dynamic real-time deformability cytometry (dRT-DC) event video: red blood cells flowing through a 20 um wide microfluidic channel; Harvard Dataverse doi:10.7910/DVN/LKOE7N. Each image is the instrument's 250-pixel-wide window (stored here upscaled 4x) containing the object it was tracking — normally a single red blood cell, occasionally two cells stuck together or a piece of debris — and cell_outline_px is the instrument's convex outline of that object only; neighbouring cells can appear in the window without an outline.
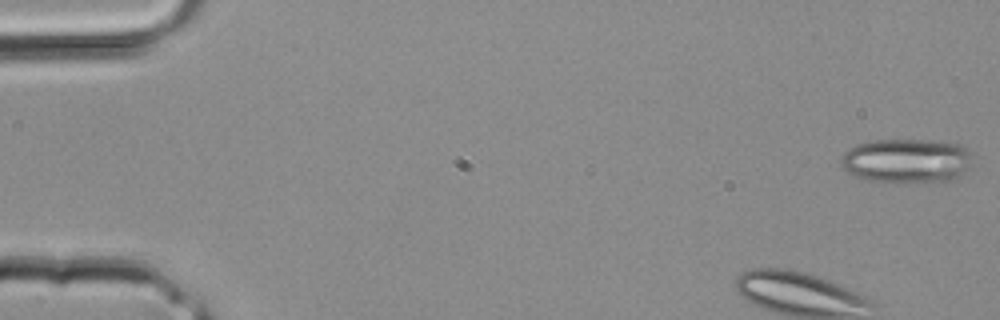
{"species": "common noctule bat (a hibernating species)", "species_latin": "Nyctalus noctula", "temperature_condition": "room temperature", "stored_images_in_passage": 4, "camera_frame_rate_fps": 3000, "um_per_image_px": 0.085, "animal": {"sex": "male", "body_mass_g": 20.4}, "frame": {"image": 1, "passage_image": 1, "time_ms": 0.0, "image_size_px": [1000, 320], "cell_outline_px": [[968, 168], [964, 176], [952, 180], [868, 180], [856, 176], [840, 168], [840, 160], [844, 152], [848, 148], [856, 144], [872, 140], [928, 140], [960, 144], [968, 152]], "centroid_in_image_um": [77.0, 13.63], "position_along_channel_um": 8.0, "area_um2": 33.23}}